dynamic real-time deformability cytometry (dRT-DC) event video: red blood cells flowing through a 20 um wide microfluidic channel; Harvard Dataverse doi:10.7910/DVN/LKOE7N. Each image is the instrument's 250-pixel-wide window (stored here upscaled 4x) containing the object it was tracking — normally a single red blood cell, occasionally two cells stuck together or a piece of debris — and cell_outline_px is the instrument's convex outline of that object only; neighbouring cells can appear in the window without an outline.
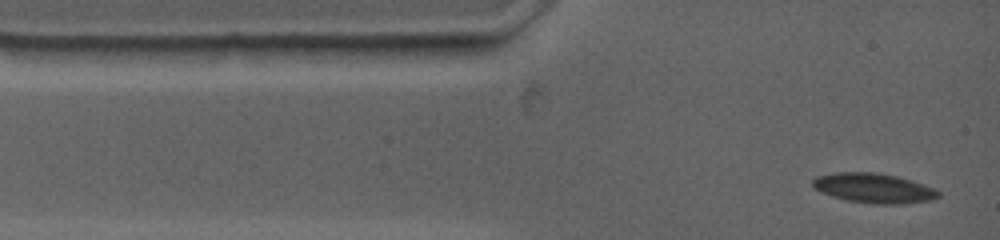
{"species": "common noctule bat (a hibernating species)", "species_latin": "Nyctalus noctula", "temperature_condition": "warm", "stored_images_in_passage": 13, "camera_frame_rate_fps": 4500, "um_per_image_px": 0.085, "animal": {"sex": "female", "body_mass_g": 19.0, "forearm_length_mm": 53.3}, "frame": {"image": 1, "passage_image": 1, "time_ms": 0.0, "image_size_px": [1000, 240], "cell_outline_px": [[940, 196], [932, 200], [904, 204], [872, 204], [844, 200], [832, 196], [816, 188], [812, 184], [812, 180], [820, 176], [840, 172], [872, 172], [892, 176], [908, 180], [932, 188], [940, 192]], "centroid_in_image_um": [74.27, 16.02], "position_along_channel_um": 10.7, "area_um2": 21.27}}
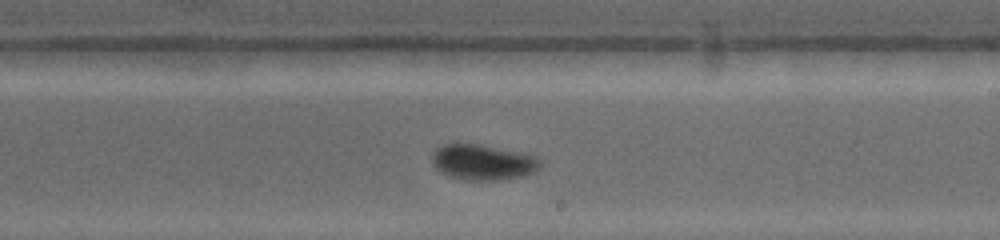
{"frame": {"image": 2, "passage_image": 8, "time_ms": 7.333, "image_size_px": [1000, 240], "cell_outline_px": [[540, 168], [536, 172], [520, 176], [496, 180], [464, 180], [448, 176], [440, 172], [432, 164], [432, 156], [436, 148], [444, 144], [480, 144], [524, 152], [536, 156], [540, 160]], "centroid_in_image_um": [41.05, 13.78], "position_along_channel_um": 247.9, "area_um2": 22.6}}
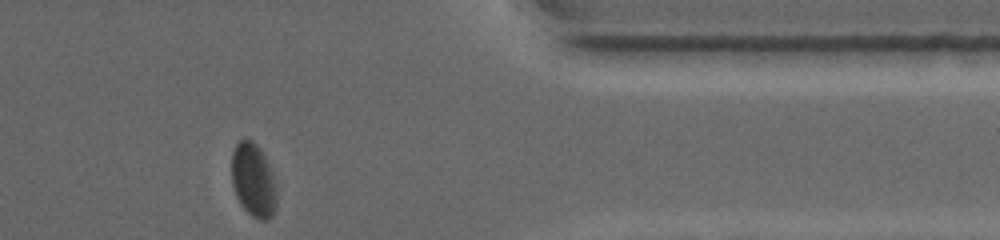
{"frame": {"image": 3, "passage_image": 13, "time_ms": 11.778, "image_size_px": [1000, 240], "cell_outline_px": [[276, 208], [272, 216], [268, 220], [260, 220], [252, 216], [240, 204], [236, 196], [232, 184], [232, 152], [236, 144], [240, 140], [252, 140], [260, 148], [272, 172], [276, 184]], "centroid_in_image_um": [21.54, 15.34], "position_along_channel_um": 389.9, "area_um2": 19.36}, "authors_computed_cell_mechanics": {"area_um2": 21.3282, "velocity_mm_per_s": 3.6714, "shape_relaxation_time_tau1_ms": 4.0161, "shape_relaxation_time_tau2_ms": null, "deformation_change_tau1": 0.1079, "deformation_change_tau2": null}}